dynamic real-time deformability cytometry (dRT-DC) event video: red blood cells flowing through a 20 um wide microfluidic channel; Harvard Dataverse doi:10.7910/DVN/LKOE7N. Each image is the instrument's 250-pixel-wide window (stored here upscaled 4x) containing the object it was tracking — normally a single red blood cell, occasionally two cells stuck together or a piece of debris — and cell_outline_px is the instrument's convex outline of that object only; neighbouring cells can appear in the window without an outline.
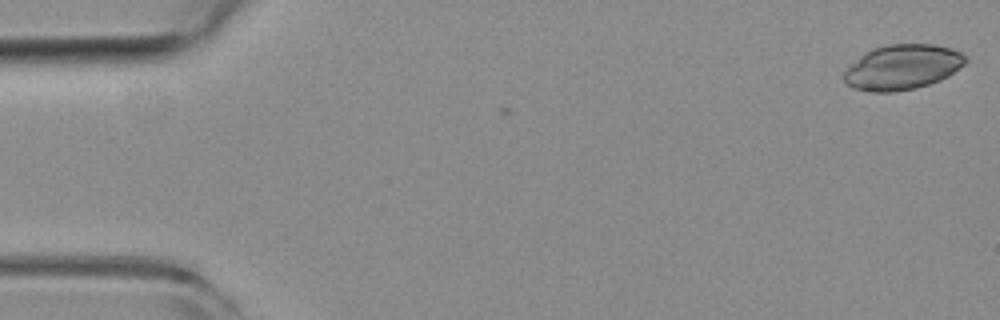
{"species": "common noctule bat (a hibernating species)", "species_latin": "Nyctalus noctula", "temperature_condition": "room temperature", "stored_images_in_passage": 2, "camera_frame_rate_fps": 3000, "um_per_image_px": 0.085, "animal": {"sex": "female", "body_mass_g": 19.3, "forearm_length_mm": 54.1}, "frame": {"image": 1, "passage_image": 2, "time_ms": 0.333, "image_size_px": [1000, 320], "cell_outline_px": [[968, 60], [964, 64], [948, 76], [940, 80], [916, 88], [892, 92], [872, 92], [852, 88], [844, 80], [844, 68], [864, 52], [872, 48], [888, 44], [932, 44], [952, 48], [960, 52]], "centroid_in_image_um": [76.66, 5.7], "position_along_channel_um": 8.3, "area_um2": 32.08}}